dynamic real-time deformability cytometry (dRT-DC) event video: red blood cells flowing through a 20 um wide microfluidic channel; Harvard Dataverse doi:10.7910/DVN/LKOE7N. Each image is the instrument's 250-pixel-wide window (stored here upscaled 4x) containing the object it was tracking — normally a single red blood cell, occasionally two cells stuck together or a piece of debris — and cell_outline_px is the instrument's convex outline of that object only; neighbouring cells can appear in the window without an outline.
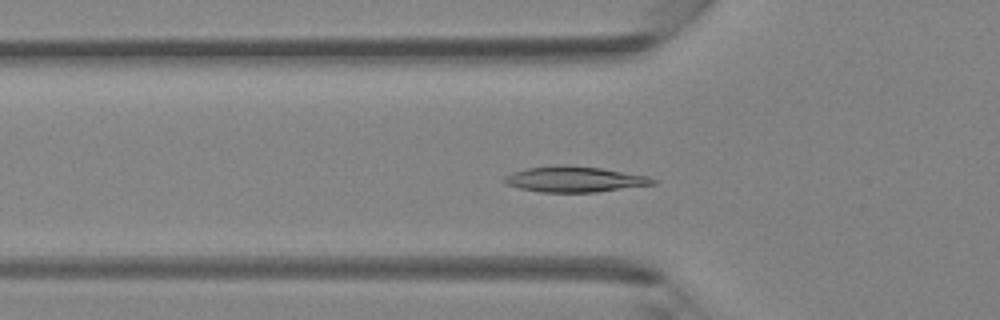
{"species": "Egyptian fruit bat (a non-hibernating species)", "species_latin": "Rousettus aegyptiacus", "temperature_condition": "room temperature", "stored_images_in_passage": 41, "camera_frame_rate_fps": 3000, "um_per_image_px": 0.085, "animal": {"sex": "female"}, "frame": {"image": 1, "passage_image": 13, "time_ms": 4.0, "image_size_px": [1000, 320], "cell_outline_px": [[656, 184], [596, 192], [540, 192], [520, 188], [508, 184], [504, 180], [504, 176], [512, 172], [528, 168], [560, 164], [564, 164], [600, 168], [648, 176], [656, 180]], "centroid_in_image_um": [48.84, 15.23], "position_along_channel_um": 77.0, "area_um2": 22.08}}
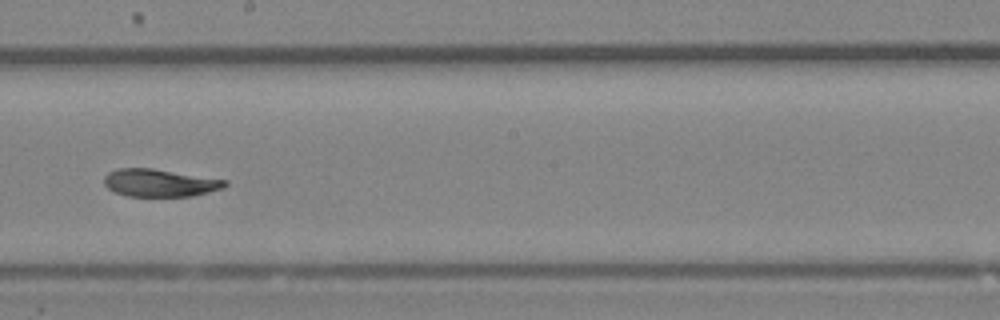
{"frame": {"image": 2, "passage_image": 23, "time_ms": 7.333, "image_size_px": [1000, 320], "cell_outline_px": [[228, 184], [224, 188], [192, 196], [128, 196], [116, 192], [108, 188], [104, 184], [104, 176], [108, 172], [116, 168], [152, 168], [228, 180]], "centroid_in_image_um": [13.58, 15.53], "position_along_channel_um": 234.6, "area_um2": 19.48}}
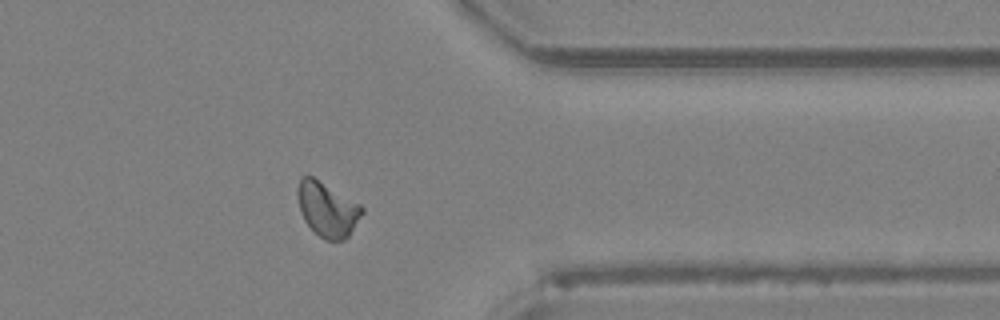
{"frame": {"image": 3, "passage_image": 33, "time_ms": 10.667, "image_size_px": [1000, 320], "cell_outline_px": [[364, 212], [348, 236], [344, 240], [324, 240], [304, 220], [300, 212], [296, 192], [296, 188], [300, 176], [312, 176], [360, 204], [364, 208]], "centroid_in_image_um": [27.8, 17.77], "position_along_channel_um": 383.6, "area_um2": 20.4}}